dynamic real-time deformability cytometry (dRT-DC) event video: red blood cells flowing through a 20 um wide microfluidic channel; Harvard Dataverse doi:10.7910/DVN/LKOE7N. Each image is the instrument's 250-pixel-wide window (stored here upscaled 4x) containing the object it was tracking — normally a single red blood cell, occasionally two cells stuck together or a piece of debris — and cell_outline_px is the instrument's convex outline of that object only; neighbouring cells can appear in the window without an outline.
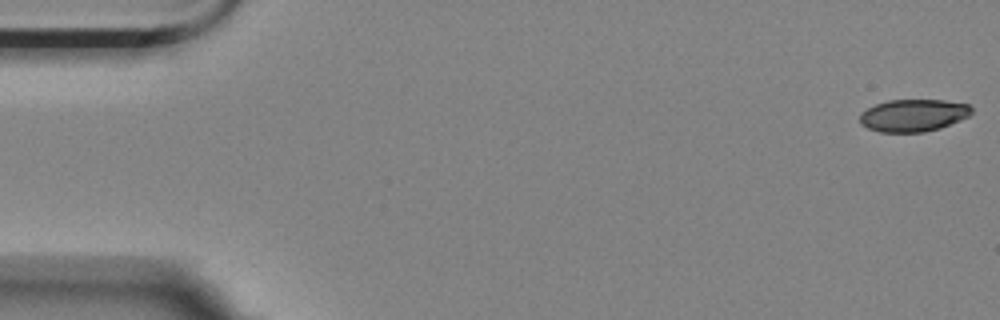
{"species": "Egyptian fruit bat (a non-hibernating species)", "species_latin": "Rousettus aegyptiacus", "temperature_condition": "room temperature", "stored_images_in_passage": 7, "camera_frame_rate_fps": 3000, "um_per_image_px": 0.085, "animal": {"sex": "female"}, "frame": {"image": 1, "passage_image": 1, "time_ms": 0.0, "image_size_px": [1000, 320], "cell_outline_px": [[972, 112], [968, 116], [960, 120], [940, 128], [924, 132], [880, 132], [868, 128], [860, 124], [860, 112], [876, 104], [888, 100], [944, 100], [968, 104], [972, 108]], "centroid_in_image_um": [77.62, 9.8], "position_along_channel_um": 7.4, "area_um2": 21.04}}